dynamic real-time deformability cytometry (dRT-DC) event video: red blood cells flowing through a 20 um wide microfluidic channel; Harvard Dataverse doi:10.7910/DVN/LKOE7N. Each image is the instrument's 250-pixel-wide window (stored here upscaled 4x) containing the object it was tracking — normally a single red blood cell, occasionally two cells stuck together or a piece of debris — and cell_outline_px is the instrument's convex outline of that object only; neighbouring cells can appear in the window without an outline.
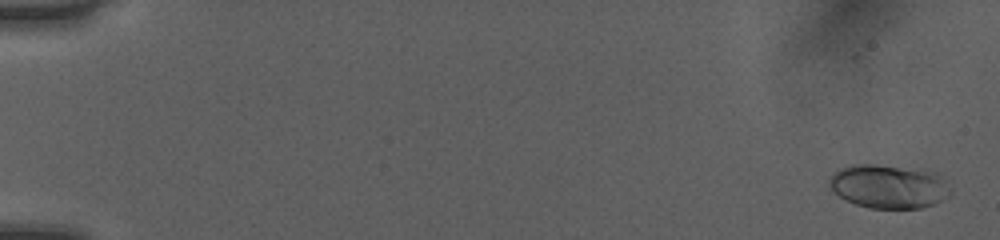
{"species": "human", "species_latin": "Homo sapiens", "temperature_condition": "room temperature", "stored_images_in_passage": 52, "camera_frame_rate_fps": 3000, "um_per_image_px": 0.085, "donor": {"sex": "female"}, "frame": {"image": 1, "passage_image": 2, "time_ms": 0.333, "image_size_px": [1000, 240], "cell_outline_px": [[952, 196], [932, 204], [920, 208], [868, 208], [856, 204], [840, 196], [828, 184], [828, 180], [832, 172], [840, 168], [852, 164], [876, 164], [924, 168], [936, 172], [940, 176], [952, 192]], "centroid_in_image_um": [75.56, 15.81], "position_along_channel_um": 9.4, "area_um2": 31.33}}
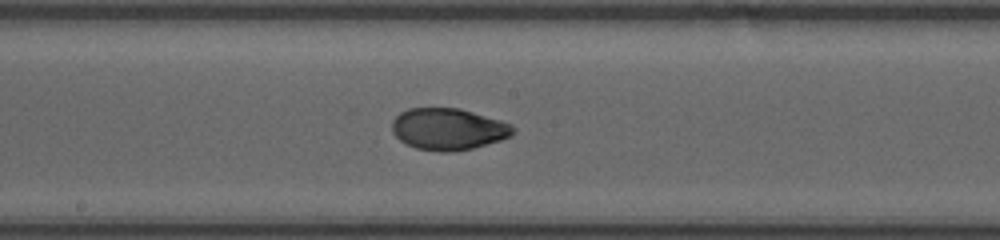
{"frame": {"image": 2, "passage_image": 30, "time_ms": 9.667, "image_size_px": [1000, 240], "cell_outline_px": [[516, 128], [512, 136], [500, 140], [472, 148], [452, 152], [440, 152], [416, 148], [404, 144], [392, 132], [392, 120], [400, 112], [408, 108], [460, 108], [500, 120], [512, 124]], "centroid_in_image_um": [38.09, 10.97], "position_along_channel_um": 210.1, "area_um2": 29.59}}
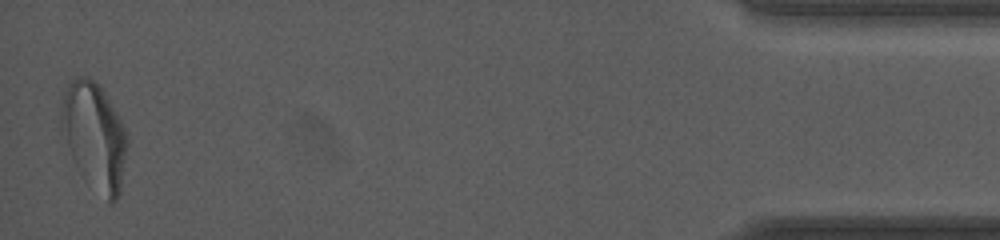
{"frame": {"image": 3, "passage_image": 52, "time_ms": 17.0, "image_size_px": [1000, 240], "cell_outline_px": [[128, 144], [120, 192], [116, 200], [112, 204], [108, 204], [76, 168], [60, 136], [60, 108], [64, 92], [68, 84], [76, 76], [88, 76], [100, 84], [128, 132]], "centroid_in_image_um": [8.0, 11.57], "position_along_channel_um": 427.2, "area_um2": 42.25}, "authors_computed_cell_mechanics": {"area_um2": 29.5936, "velocity_mm_per_s": 4.0325, "shape_relaxation_time_tau1_ms": 3.9515, "shape_relaxation_time_tau2_ms": 1.6167, "deformation_change_tau1": 0.166, "deformation_change_tau2": 0.0489}}